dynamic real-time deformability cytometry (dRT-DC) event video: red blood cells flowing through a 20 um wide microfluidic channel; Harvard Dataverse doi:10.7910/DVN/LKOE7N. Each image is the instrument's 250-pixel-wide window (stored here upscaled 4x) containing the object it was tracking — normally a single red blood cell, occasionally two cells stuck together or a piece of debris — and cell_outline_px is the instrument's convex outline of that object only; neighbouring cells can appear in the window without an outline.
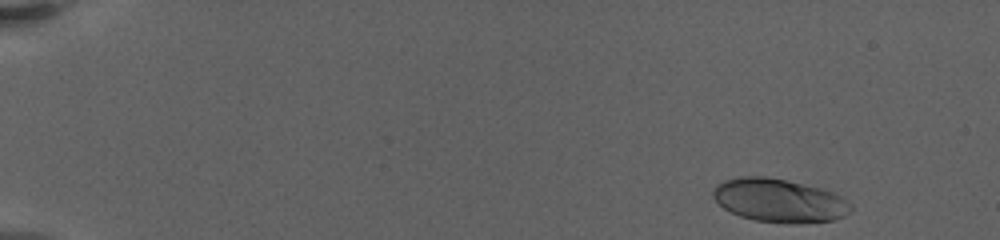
{"species": "human", "species_latin": "Homo sapiens", "temperature_condition": "warm", "stored_images_in_passage": 13, "camera_frame_rate_fps": 3000, "um_per_image_px": 0.085, "donor": {"sex": "female"}, "frame": {"image": 1, "passage_image": 1, "time_ms": 0.0, "image_size_px": [1000, 240], "cell_outline_px": [[852, 208], [844, 216], [832, 220], [800, 224], [792, 224], [756, 220], [740, 216], [724, 208], [712, 196], [712, 192], [716, 184], [724, 180], [740, 176], [764, 176], [784, 180], [820, 188], [832, 192], [840, 196], [852, 204]], "centroid_in_image_um": [66.22, 17.04], "position_along_channel_um": 18.8, "area_um2": 34.74}}
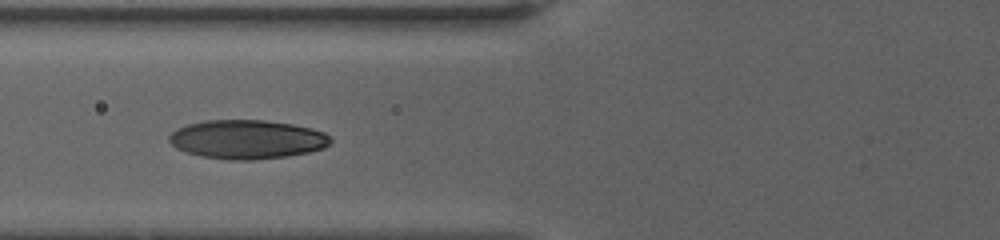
{"frame": {"image": 2, "passage_image": 10, "time_ms": 7.0, "image_size_px": [1000, 240], "cell_outline_px": [[332, 140], [324, 148], [308, 152], [288, 156], [252, 160], [228, 160], [204, 156], [188, 152], [176, 148], [168, 140], [168, 136], [176, 128], [188, 124], [204, 120], [264, 120], [292, 124], [324, 132], [332, 136]], "centroid_in_image_um": [21.0, 11.84], "position_along_channel_um": 104.8, "area_um2": 36.59}}
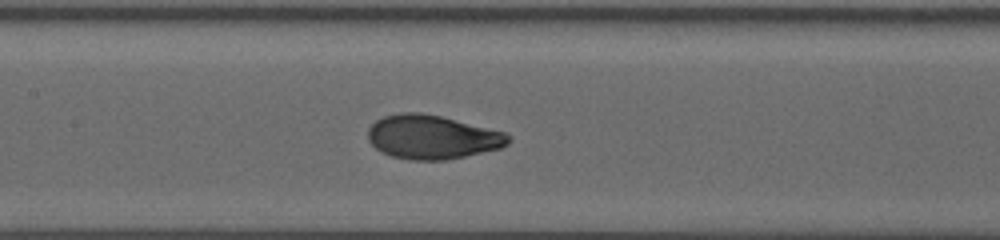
{"frame": {"image": 3, "passage_image": 13, "time_ms": 9.0, "image_size_px": [1000, 240], "cell_outline_px": [[512, 140], [508, 144], [500, 148], [464, 156], [444, 160], [412, 160], [392, 156], [380, 152], [368, 140], [368, 128], [376, 120], [384, 116], [400, 112], [420, 112], [440, 116], [504, 132], [512, 136]], "centroid_in_image_um": [36.72, 11.65], "position_along_channel_um": 170.7, "area_um2": 35.84}}